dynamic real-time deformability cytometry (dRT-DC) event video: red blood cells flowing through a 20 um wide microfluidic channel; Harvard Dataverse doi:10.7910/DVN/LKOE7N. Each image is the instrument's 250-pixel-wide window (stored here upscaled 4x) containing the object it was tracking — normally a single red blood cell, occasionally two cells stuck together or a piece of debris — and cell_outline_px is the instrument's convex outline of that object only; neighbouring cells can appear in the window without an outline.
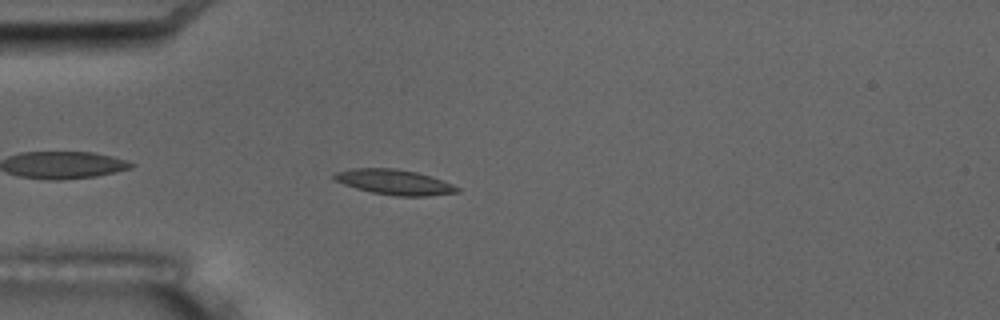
{"species": "common noctule bat (a hibernating species)", "species_latin": "Nyctalus noctula", "temperature_condition": "room temperature", "stored_images_in_passage": 1, "camera_frame_rate_fps": 3000, "um_per_image_px": 0.085, "animal": {"sex": "male", "body_mass_g": 17.5, "forearm_length_mm": 52.3}, "frame": {"image": 1, "passage_image": 1, "time_ms": 0.0, "image_size_px": [1000, 320], "cell_outline_px": [[460, 192], [428, 196], [396, 196], [372, 192], [356, 188], [344, 184], [336, 180], [332, 176], [336, 172], [352, 168], [396, 168], [416, 172], [452, 184], [460, 188]], "centroid_in_image_um": [33.52, 15.48], "position_along_channel_um": 51.5, "area_um2": 17.86}}